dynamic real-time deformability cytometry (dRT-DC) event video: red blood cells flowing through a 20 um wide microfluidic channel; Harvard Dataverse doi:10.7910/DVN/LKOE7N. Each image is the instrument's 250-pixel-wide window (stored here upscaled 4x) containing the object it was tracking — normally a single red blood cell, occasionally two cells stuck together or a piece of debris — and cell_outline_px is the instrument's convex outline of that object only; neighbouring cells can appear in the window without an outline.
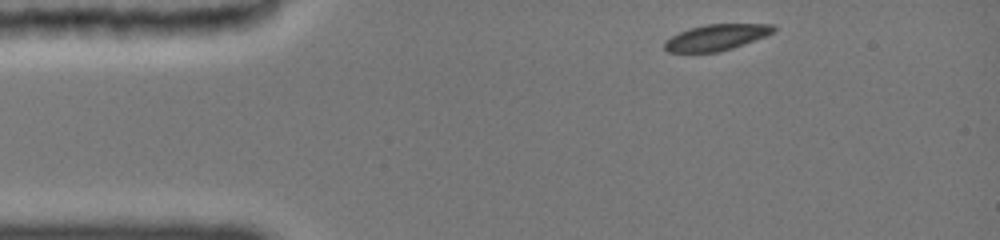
{"species": "common noctule bat (a hibernating species)", "species_latin": "Nyctalus noctula", "temperature_condition": "cold", "stored_images_in_passage": 59, "camera_frame_rate_fps": 3000, "um_per_image_px": 0.085, "animal": {"sex": "female", "body_mass_g": 19.0, "forearm_length_mm": 51.5}, "frame": {"image": 1, "passage_image": 1, "time_ms": 0.0, "image_size_px": [1000, 240], "cell_outline_px": [[776, 28], [772, 32], [764, 36], [744, 44], [720, 52], [668, 52], [664, 48], [664, 40], [688, 28], [708, 24], [772, 24]], "centroid_in_image_um": [60.84, 3.18], "position_along_channel_um": 24.2, "area_um2": 16.42}}
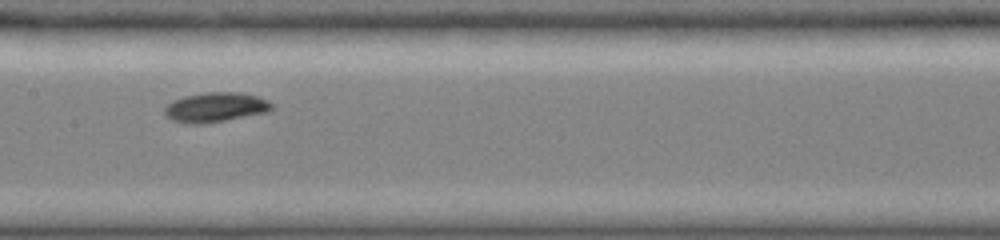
{"frame": {"image": 2, "passage_image": 34, "time_ms": 5.667, "image_size_px": [1000, 240], "cell_outline_px": [[272, 108], [264, 112], [224, 120], [200, 124], [196, 124], [172, 120], [164, 116], [164, 108], [172, 100], [184, 96], [204, 92], [240, 92], [256, 96], [268, 100], [272, 104]], "centroid_in_image_um": [18.26, 9.1], "position_along_channel_um": 189.1, "area_um2": 18.26}}
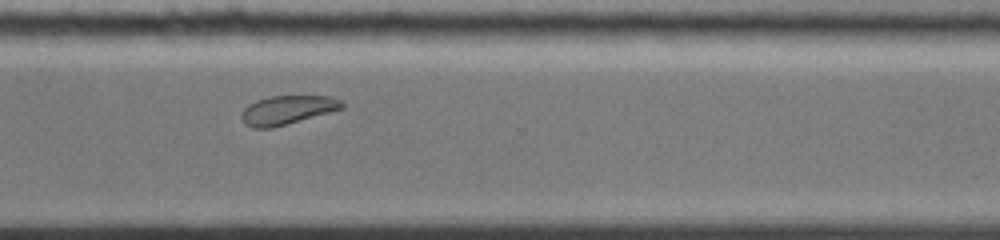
{"frame": {"image": 3, "passage_image": 58, "time_ms": 9.667, "image_size_px": [1000, 240], "cell_outline_px": [[344, 108], [272, 128], [252, 128], [244, 124], [240, 116], [244, 108], [248, 104], [256, 100], [268, 96], [332, 96], [340, 100], [344, 104]], "centroid_in_image_um": [24.39, 9.34], "position_along_channel_um": 346.2, "area_um2": 16.94}}